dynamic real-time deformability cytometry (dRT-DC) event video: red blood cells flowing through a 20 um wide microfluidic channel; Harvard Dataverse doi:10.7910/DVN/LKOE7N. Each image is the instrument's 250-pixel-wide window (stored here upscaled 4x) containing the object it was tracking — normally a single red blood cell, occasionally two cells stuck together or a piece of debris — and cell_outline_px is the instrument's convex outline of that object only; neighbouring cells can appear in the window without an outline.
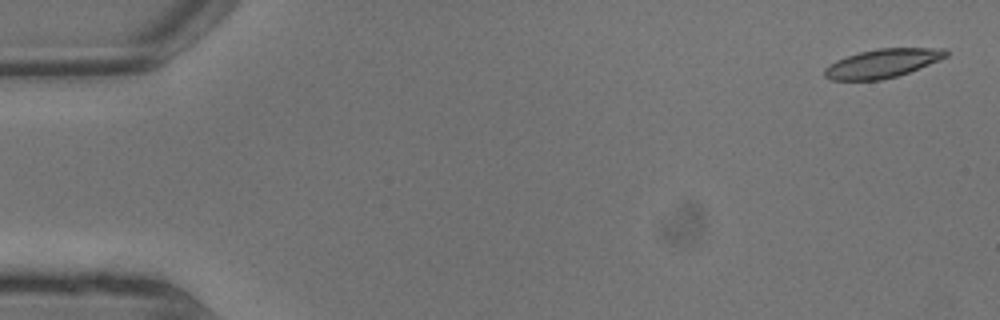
{"species": "common noctule bat (a hibernating species)", "species_latin": "Nyctalus noctula", "temperature_condition": "warm", "stored_images_in_passage": 6, "camera_frame_rate_fps": 3000, "um_per_image_px": 0.085, "animal": {"sex": "male", "body_mass_g": 13.3}, "frame": {"image": 1, "passage_image": 1, "time_ms": 0.0, "image_size_px": [1000, 320], "cell_outline_px": [[948, 56], [940, 60], [908, 72], [896, 76], [880, 80], [832, 80], [824, 76], [824, 68], [828, 64], [836, 60], [860, 52], [880, 48], [948, 48]], "centroid_in_image_um": [75.01, 5.38], "position_along_channel_um": 10.0, "area_um2": 20.29}}
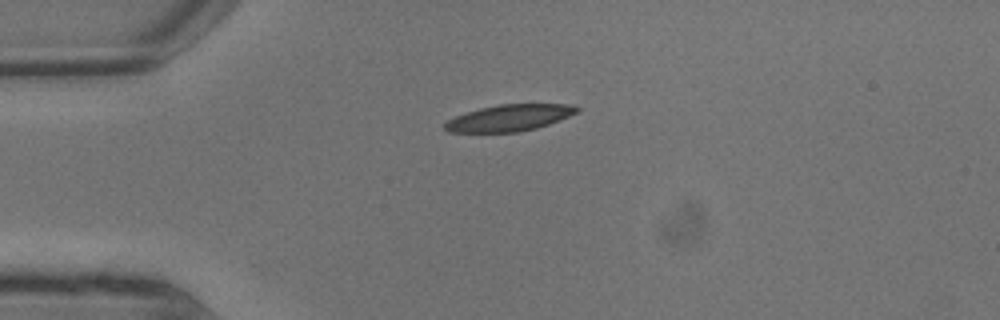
{"frame": {"image": 2, "passage_image": 5, "time_ms": 1.333, "image_size_px": [1000, 320], "cell_outline_px": [[580, 108], [576, 112], [560, 120], [536, 128], [520, 132], [448, 132], [444, 128], [444, 124], [448, 120], [456, 116], [480, 108], [500, 104], [568, 104]], "centroid_in_image_um": [43.28, 10.02], "position_along_channel_um": 41.7, "area_um2": 20.17}}